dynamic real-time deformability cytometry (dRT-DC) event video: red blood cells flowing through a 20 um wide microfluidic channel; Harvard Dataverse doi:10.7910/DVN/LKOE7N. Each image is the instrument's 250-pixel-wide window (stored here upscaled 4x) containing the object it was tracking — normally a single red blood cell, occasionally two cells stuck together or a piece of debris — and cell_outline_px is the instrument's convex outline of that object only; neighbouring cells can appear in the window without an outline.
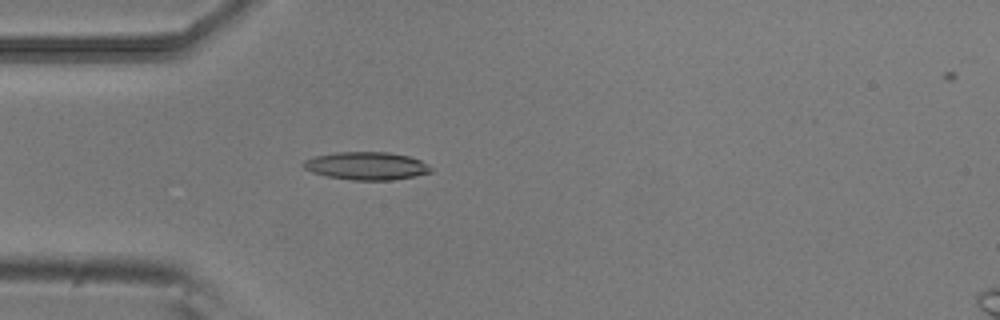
{"species": "common noctule bat (a hibernating species)", "species_latin": "Nyctalus noctula", "temperature_condition": "room temperature", "stored_images_in_passage": 49, "camera_frame_rate_fps": 3000, "um_per_image_px": 0.085, "animal": {"sex": "male", "body_mass_g": 20.5, "forearm_length_mm": 52.5}, "frame": {"image": 1, "passage_image": 14, "time_ms": 4.333, "image_size_px": [1000, 320], "cell_outline_px": [[432, 172], [392, 180], [352, 180], [328, 176], [312, 172], [304, 168], [300, 164], [304, 160], [316, 156], [336, 152], [388, 152], [408, 156], [420, 160], [428, 164], [432, 168]], "centroid_in_image_um": [31.14, 14.09], "position_along_channel_um": 53.9, "area_um2": 20.63}}
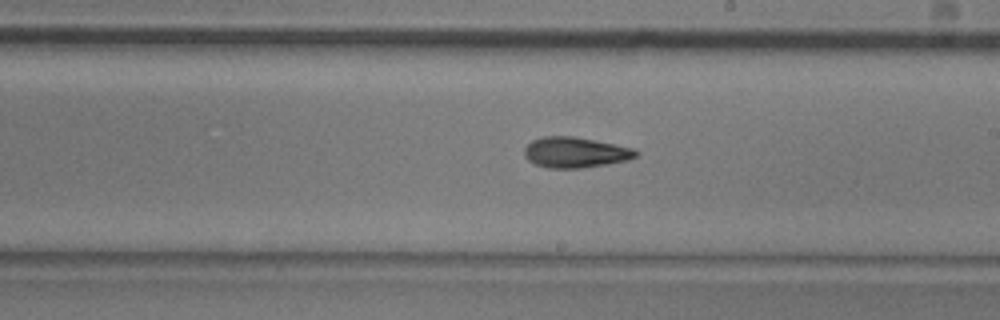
{"frame": {"image": 2, "passage_image": 29, "time_ms": 9.333, "image_size_px": [1000, 320], "cell_outline_px": [[640, 152], [636, 156], [628, 160], [608, 164], [580, 168], [544, 168], [528, 160], [524, 156], [524, 148], [532, 140], [544, 136], [576, 136], [636, 148]], "centroid_in_image_um": [48.92, 12.95], "position_along_channel_um": 240.1, "area_um2": 20.17}}
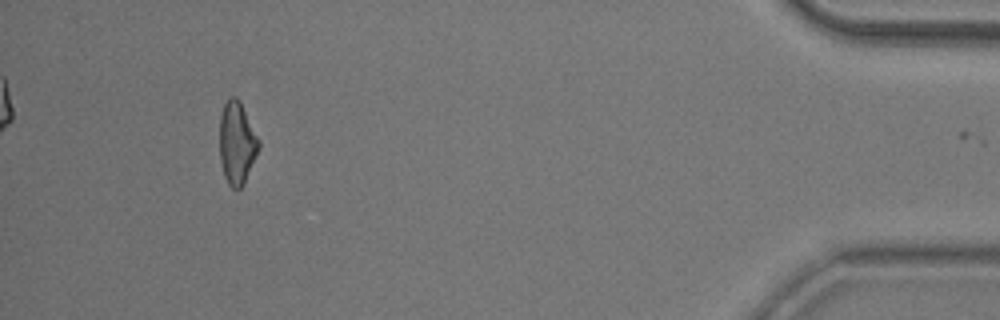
{"frame": {"image": 3, "passage_image": 48, "time_ms": 15.667, "image_size_px": [1000, 320], "cell_outline_px": [[260, 144], [244, 184], [240, 188], [232, 188], [228, 184], [224, 176], [220, 160], [220, 116], [224, 104], [232, 96], [236, 96], [240, 100], [260, 140]], "centroid_in_image_um": [20.13, 12.14], "position_along_channel_um": 415.1, "area_um2": 18.73}, "authors_computed_cell_mechanics": {"area_um2": 19.1896, "velocity_mm_per_s": 3.8341, "shape_relaxation_time_tau1_ms": 8.627, "shape_relaxation_time_tau2_ms": 4.0957, "deformation_change_tau1": 0.2167, "deformation_change_tau2": 0.1347}}